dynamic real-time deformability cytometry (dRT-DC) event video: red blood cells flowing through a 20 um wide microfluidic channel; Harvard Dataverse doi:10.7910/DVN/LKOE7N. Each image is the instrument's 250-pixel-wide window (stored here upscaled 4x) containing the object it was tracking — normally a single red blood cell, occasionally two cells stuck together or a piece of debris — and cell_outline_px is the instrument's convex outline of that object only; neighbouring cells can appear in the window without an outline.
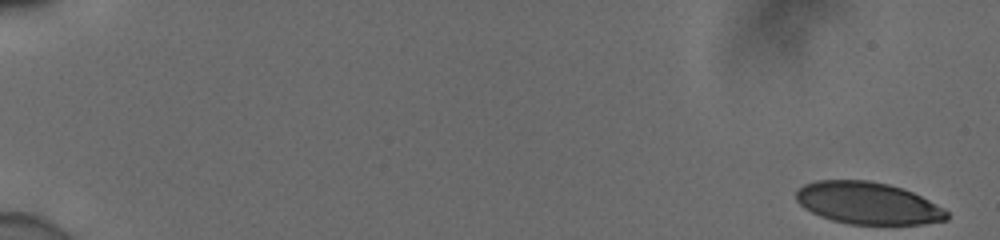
{"species": "human", "species_latin": "Homo sapiens", "temperature_condition": "cold", "stored_images_in_passage": 54, "camera_frame_rate_fps": 3000, "um_per_image_px": 0.085, "donor": {"sex": "male"}, "frame": {"image": 1, "passage_image": 1, "time_ms": 0.0, "image_size_px": [1000, 240], "cell_outline_px": [[948, 220], [924, 224], [848, 224], [832, 220], [820, 216], [804, 208], [796, 200], [796, 192], [804, 184], [816, 180], [868, 180], [888, 184], [912, 192], [944, 208], [948, 212]], "centroid_in_image_um": [73.76, 17.27], "position_along_channel_um": 11.2, "area_um2": 36.88}}
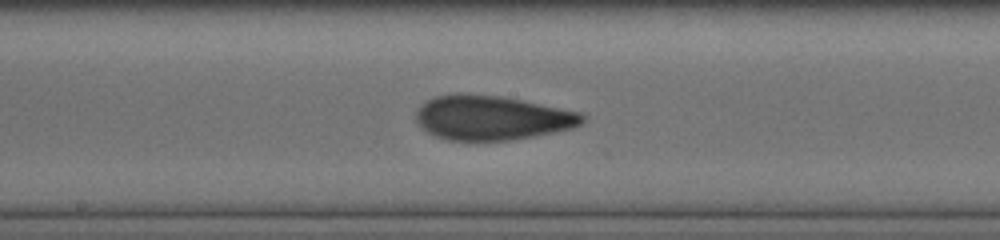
{"frame": {"image": 2, "passage_image": 31, "time_ms": 10.0, "image_size_px": [1000, 240], "cell_outline_px": [[584, 120], [580, 124], [572, 128], [532, 136], [508, 140], [448, 140], [436, 136], [428, 132], [416, 120], [416, 112], [428, 100], [436, 96], [500, 96], [580, 112], [584, 116]], "centroid_in_image_um": [41.84, 10.04], "position_along_channel_um": 206.4, "area_um2": 41.56}}
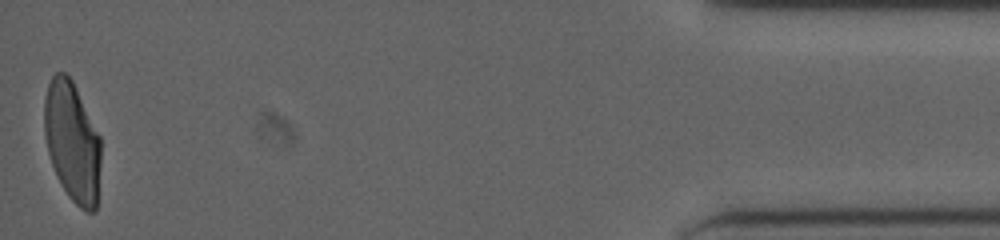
{"frame": {"image": 3, "passage_image": 54, "time_ms": 17.667, "image_size_px": [1000, 240], "cell_outline_px": [[100, 164], [96, 212], [84, 212], [68, 196], [52, 164], [48, 152], [44, 132], [44, 100], [48, 84], [52, 76], [56, 72], [64, 72], [72, 80], [100, 136]], "centroid_in_image_um": [6.14, 12.05], "position_along_channel_um": 429.1, "area_um2": 39.36}, "authors_computed_cell_mechanics": {"area_um2": 41.4137, "velocity_mm_per_s": 3.8962, "shape_relaxation_time_tau1_ms": 5.9852, "shape_relaxation_time_tau2_ms": 1.3, "deformation_change_tau1": 0.1895, "deformation_change_tau2": 0.0826}}